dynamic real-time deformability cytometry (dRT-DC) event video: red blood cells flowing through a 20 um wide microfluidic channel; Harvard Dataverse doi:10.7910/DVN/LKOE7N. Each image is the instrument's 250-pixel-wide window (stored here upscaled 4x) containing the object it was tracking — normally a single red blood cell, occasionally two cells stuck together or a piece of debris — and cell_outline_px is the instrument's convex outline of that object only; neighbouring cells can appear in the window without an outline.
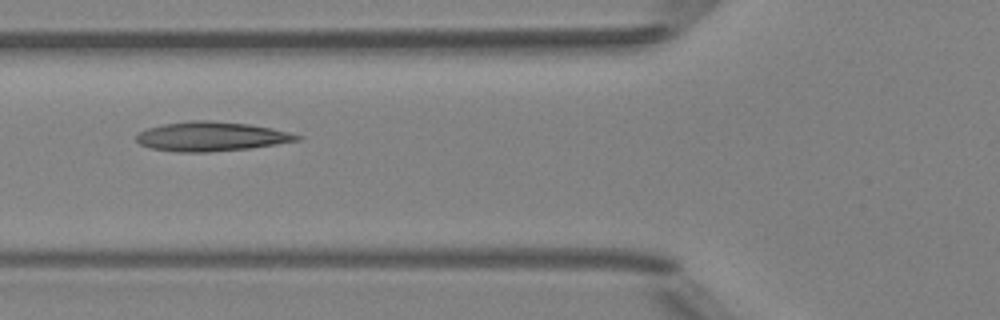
{"species": "Egyptian fruit bat (a non-hibernating species)", "species_latin": "Rousettus aegyptiacus", "temperature_condition": "room temperature", "stored_images_in_passage": 3, "camera_frame_rate_fps": 3000, "um_per_image_px": 0.085, "animal": {"sex": "female"}, "frame": {"image": 1, "passage_image": 2, "time_ms": 1.0, "image_size_px": [1000, 320], "cell_outline_px": [[304, 136], [300, 140], [252, 148], [208, 152], [176, 152], [152, 148], [140, 144], [136, 140], [136, 136], [140, 132], [148, 128], [164, 124], [192, 120], [212, 120], [248, 124], [272, 128]], "centroid_in_image_um": [17.98, 11.6], "position_along_channel_um": 107.8, "area_um2": 27.46}}
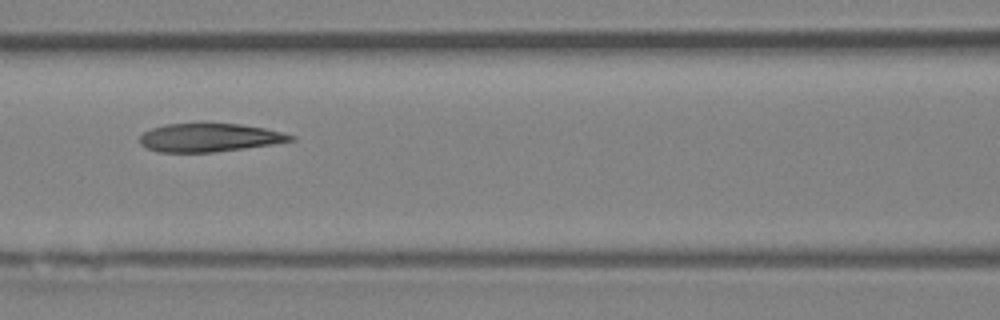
{"frame": {"image": 2, "passage_image": 3, "time_ms": 2.0, "image_size_px": [1000, 320], "cell_outline_px": [[296, 140], [244, 148], [212, 152], [156, 152], [140, 144], [140, 136], [144, 132], [152, 128], [164, 124], [200, 120], [240, 124], [264, 128], [296, 136]], "centroid_in_image_um": [17.75, 11.64], "position_along_channel_um": 148.9, "area_um2": 25.72}}